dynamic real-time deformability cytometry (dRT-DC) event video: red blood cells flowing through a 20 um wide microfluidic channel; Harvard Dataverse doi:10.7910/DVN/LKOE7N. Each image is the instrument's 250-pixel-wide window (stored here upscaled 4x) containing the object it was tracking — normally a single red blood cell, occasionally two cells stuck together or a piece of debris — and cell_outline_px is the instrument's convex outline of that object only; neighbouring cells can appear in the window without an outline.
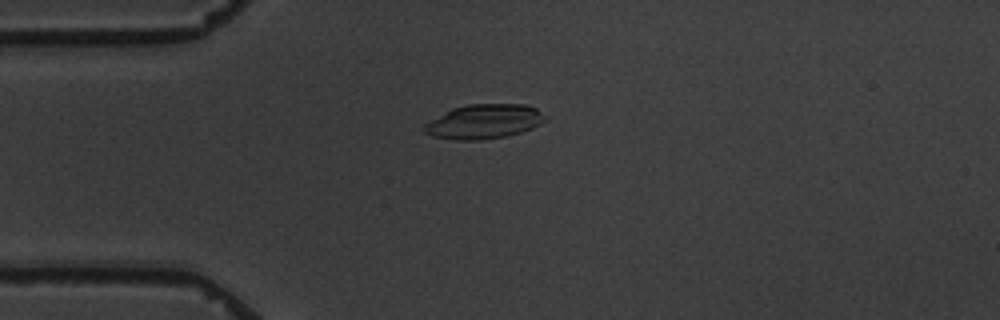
{"species": "common noctule bat (a hibernating species)", "species_latin": "Nyctalus noctula", "temperature_condition": "warm", "stored_images_in_passage": 8, "camera_frame_rate_fps": 3000, "um_per_image_px": 0.085, "animal": {"sex": "male", "body_mass_g": 19.5, "forearm_length_mm": 54.6}, "frame": {"image": 1, "passage_image": 3, "time_ms": 2.667, "image_size_px": [1000, 320], "cell_outline_px": [[548, 120], [532, 128], [508, 136], [480, 140], [456, 140], [432, 136], [424, 132], [424, 124], [452, 108], [468, 104], [524, 104], [536, 108], [548, 116]], "centroid_in_image_um": [41.18, 10.33], "position_along_channel_um": 43.8, "area_um2": 24.39}}
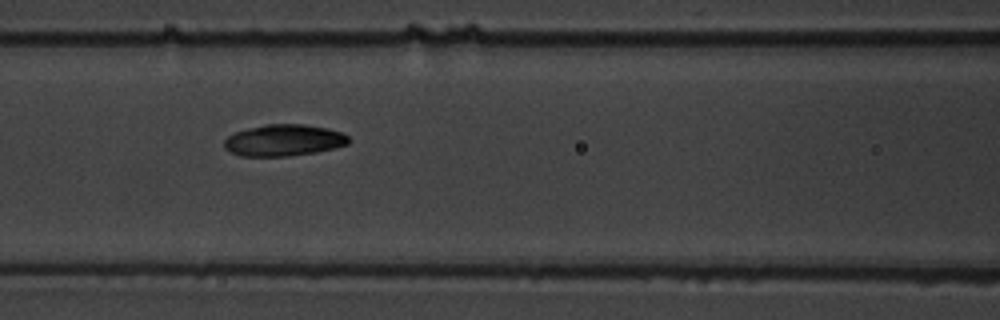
{"frame": {"image": 2, "passage_image": 6, "time_ms": 6.0, "image_size_px": [1000, 320], "cell_outline_px": [[348, 144], [316, 152], [288, 156], [240, 156], [224, 148], [224, 140], [228, 136], [236, 132], [248, 128], [268, 124], [304, 124], [328, 128], [340, 132], [348, 136]], "centroid_in_image_um": [24.1, 11.92], "position_along_channel_um": 142.5, "area_um2": 22.72}}
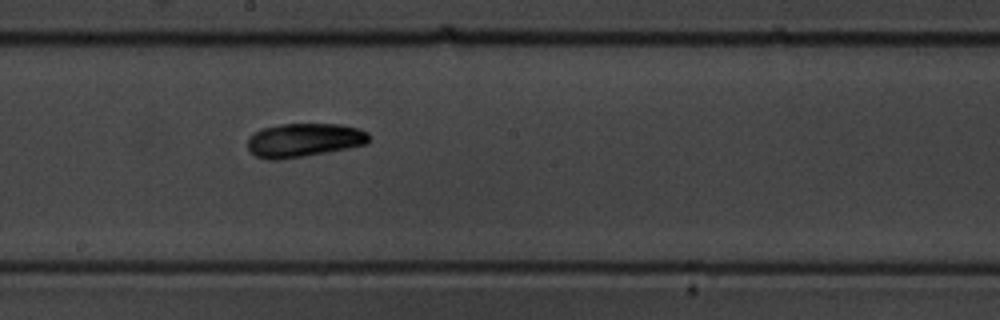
{"frame": {"image": 3, "passage_image": 8, "time_ms": 8.333, "image_size_px": [1000, 320], "cell_outline_px": [[372, 136], [364, 144], [348, 148], [328, 152], [280, 160], [268, 160], [256, 156], [248, 148], [248, 136], [260, 128], [280, 124], [340, 124], [360, 128], [368, 132]], "centroid_in_image_um": [25.83, 11.9], "position_along_channel_um": 222.4, "area_um2": 24.1}}